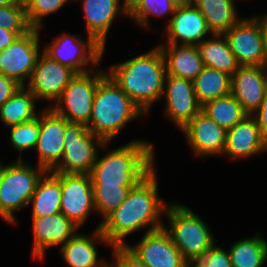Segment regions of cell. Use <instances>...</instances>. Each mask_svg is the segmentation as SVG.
Wrapping results in <instances>:
<instances>
[{"mask_svg": "<svg viewBox=\"0 0 267 267\" xmlns=\"http://www.w3.org/2000/svg\"><path fill=\"white\" fill-rule=\"evenodd\" d=\"M155 169L132 187L121 205L100 223L110 247L125 246L124 238L141 228L148 227V233L165 226L160 218L168 205L158 196Z\"/></svg>", "mask_w": 267, "mask_h": 267, "instance_id": "1", "label": "cell"}, {"mask_svg": "<svg viewBox=\"0 0 267 267\" xmlns=\"http://www.w3.org/2000/svg\"><path fill=\"white\" fill-rule=\"evenodd\" d=\"M106 72L145 115L162 98L166 69L159 46L114 64Z\"/></svg>", "mask_w": 267, "mask_h": 267, "instance_id": "2", "label": "cell"}, {"mask_svg": "<svg viewBox=\"0 0 267 267\" xmlns=\"http://www.w3.org/2000/svg\"><path fill=\"white\" fill-rule=\"evenodd\" d=\"M154 148L146 140H134L97 155L89 175L92 183L136 185L155 168Z\"/></svg>", "mask_w": 267, "mask_h": 267, "instance_id": "3", "label": "cell"}, {"mask_svg": "<svg viewBox=\"0 0 267 267\" xmlns=\"http://www.w3.org/2000/svg\"><path fill=\"white\" fill-rule=\"evenodd\" d=\"M142 114L143 111L107 74L98 83L86 127L104 142H110L127 123Z\"/></svg>", "mask_w": 267, "mask_h": 267, "instance_id": "4", "label": "cell"}, {"mask_svg": "<svg viewBox=\"0 0 267 267\" xmlns=\"http://www.w3.org/2000/svg\"><path fill=\"white\" fill-rule=\"evenodd\" d=\"M165 214L169 227L164 226V229L188 264L195 263L215 244L208 225L187 206L170 203Z\"/></svg>", "mask_w": 267, "mask_h": 267, "instance_id": "5", "label": "cell"}, {"mask_svg": "<svg viewBox=\"0 0 267 267\" xmlns=\"http://www.w3.org/2000/svg\"><path fill=\"white\" fill-rule=\"evenodd\" d=\"M47 171L23 160L9 163L0 185V218L16 224L14 213L29 205L37 184Z\"/></svg>", "mask_w": 267, "mask_h": 267, "instance_id": "6", "label": "cell"}, {"mask_svg": "<svg viewBox=\"0 0 267 267\" xmlns=\"http://www.w3.org/2000/svg\"><path fill=\"white\" fill-rule=\"evenodd\" d=\"M75 74L51 109L70 123L87 125L98 83L107 75L102 69ZM53 105V106H52Z\"/></svg>", "mask_w": 267, "mask_h": 267, "instance_id": "7", "label": "cell"}, {"mask_svg": "<svg viewBox=\"0 0 267 267\" xmlns=\"http://www.w3.org/2000/svg\"><path fill=\"white\" fill-rule=\"evenodd\" d=\"M109 142L92 134L86 125L68 123L64 136L63 157L51 171L53 173L89 174L98 155Z\"/></svg>", "mask_w": 267, "mask_h": 267, "instance_id": "8", "label": "cell"}, {"mask_svg": "<svg viewBox=\"0 0 267 267\" xmlns=\"http://www.w3.org/2000/svg\"><path fill=\"white\" fill-rule=\"evenodd\" d=\"M61 34L57 38H53L52 43L45 45L43 52L47 56L72 69L76 74L97 68L105 52L102 46L89 35L84 41L81 37L78 38L70 33ZM88 65H92L91 69L86 68Z\"/></svg>", "mask_w": 267, "mask_h": 267, "instance_id": "9", "label": "cell"}, {"mask_svg": "<svg viewBox=\"0 0 267 267\" xmlns=\"http://www.w3.org/2000/svg\"><path fill=\"white\" fill-rule=\"evenodd\" d=\"M40 30L32 28L0 51V74L16 80L22 86L26 85L42 54L39 51Z\"/></svg>", "mask_w": 267, "mask_h": 267, "instance_id": "10", "label": "cell"}, {"mask_svg": "<svg viewBox=\"0 0 267 267\" xmlns=\"http://www.w3.org/2000/svg\"><path fill=\"white\" fill-rule=\"evenodd\" d=\"M224 36L240 66H267L264 33L258 16L242 18Z\"/></svg>", "mask_w": 267, "mask_h": 267, "instance_id": "11", "label": "cell"}, {"mask_svg": "<svg viewBox=\"0 0 267 267\" xmlns=\"http://www.w3.org/2000/svg\"><path fill=\"white\" fill-rule=\"evenodd\" d=\"M61 213L79 228L95 212L89 174L61 173Z\"/></svg>", "mask_w": 267, "mask_h": 267, "instance_id": "12", "label": "cell"}, {"mask_svg": "<svg viewBox=\"0 0 267 267\" xmlns=\"http://www.w3.org/2000/svg\"><path fill=\"white\" fill-rule=\"evenodd\" d=\"M125 247L146 267H185L188 264L164 227L145 232L141 241Z\"/></svg>", "mask_w": 267, "mask_h": 267, "instance_id": "13", "label": "cell"}, {"mask_svg": "<svg viewBox=\"0 0 267 267\" xmlns=\"http://www.w3.org/2000/svg\"><path fill=\"white\" fill-rule=\"evenodd\" d=\"M39 114L40 132L35 146L38 152L37 166L51 172L63 157L64 136L69 122L57 115L50 106Z\"/></svg>", "mask_w": 267, "mask_h": 267, "instance_id": "14", "label": "cell"}, {"mask_svg": "<svg viewBox=\"0 0 267 267\" xmlns=\"http://www.w3.org/2000/svg\"><path fill=\"white\" fill-rule=\"evenodd\" d=\"M162 98H165L166 102L165 116L174 122L179 130L202 108L196 98L193 81L190 79L166 75Z\"/></svg>", "mask_w": 267, "mask_h": 267, "instance_id": "15", "label": "cell"}, {"mask_svg": "<svg viewBox=\"0 0 267 267\" xmlns=\"http://www.w3.org/2000/svg\"><path fill=\"white\" fill-rule=\"evenodd\" d=\"M75 74L72 69L52 60L42 52L25 86L36 96V99H45L54 103Z\"/></svg>", "mask_w": 267, "mask_h": 267, "instance_id": "16", "label": "cell"}, {"mask_svg": "<svg viewBox=\"0 0 267 267\" xmlns=\"http://www.w3.org/2000/svg\"><path fill=\"white\" fill-rule=\"evenodd\" d=\"M80 229L64 214L57 213L43 217H32L33 257L44 259L46 250L52 246L64 245Z\"/></svg>", "mask_w": 267, "mask_h": 267, "instance_id": "17", "label": "cell"}, {"mask_svg": "<svg viewBox=\"0 0 267 267\" xmlns=\"http://www.w3.org/2000/svg\"><path fill=\"white\" fill-rule=\"evenodd\" d=\"M267 91V66H240L231 76V94L252 115Z\"/></svg>", "mask_w": 267, "mask_h": 267, "instance_id": "18", "label": "cell"}, {"mask_svg": "<svg viewBox=\"0 0 267 267\" xmlns=\"http://www.w3.org/2000/svg\"><path fill=\"white\" fill-rule=\"evenodd\" d=\"M180 130L184 132L195 156H222L227 131L204 112L200 111Z\"/></svg>", "mask_w": 267, "mask_h": 267, "instance_id": "19", "label": "cell"}, {"mask_svg": "<svg viewBox=\"0 0 267 267\" xmlns=\"http://www.w3.org/2000/svg\"><path fill=\"white\" fill-rule=\"evenodd\" d=\"M168 21L166 44L198 45L206 39L205 35L212 34L205 17L194 4L176 7Z\"/></svg>", "mask_w": 267, "mask_h": 267, "instance_id": "20", "label": "cell"}, {"mask_svg": "<svg viewBox=\"0 0 267 267\" xmlns=\"http://www.w3.org/2000/svg\"><path fill=\"white\" fill-rule=\"evenodd\" d=\"M264 151H267L266 137L252 115H247L227 130L223 155L229 156V159L248 158Z\"/></svg>", "mask_w": 267, "mask_h": 267, "instance_id": "21", "label": "cell"}, {"mask_svg": "<svg viewBox=\"0 0 267 267\" xmlns=\"http://www.w3.org/2000/svg\"><path fill=\"white\" fill-rule=\"evenodd\" d=\"M80 1V0H76ZM120 0H81L87 35L105 49L107 35L117 15L127 13Z\"/></svg>", "mask_w": 267, "mask_h": 267, "instance_id": "22", "label": "cell"}, {"mask_svg": "<svg viewBox=\"0 0 267 267\" xmlns=\"http://www.w3.org/2000/svg\"><path fill=\"white\" fill-rule=\"evenodd\" d=\"M100 226L101 224L96 227L91 237L76 233L60 247V253L69 267H103L108 263L98 259L96 250L97 241L109 245Z\"/></svg>", "mask_w": 267, "mask_h": 267, "instance_id": "23", "label": "cell"}, {"mask_svg": "<svg viewBox=\"0 0 267 267\" xmlns=\"http://www.w3.org/2000/svg\"><path fill=\"white\" fill-rule=\"evenodd\" d=\"M165 62L166 75L194 80L204 64L197 45H159Z\"/></svg>", "mask_w": 267, "mask_h": 267, "instance_id": "24", "label": "cell"}, {"mask_svg": "<svg viewBox=\"0 0 267 267\" xmlns=\"http://www.w3.org/2000/svg\"><path fill=\"white\" fill-rule=\"evenodd\" d=\"M61 173L47 171L39 180L29 204L32 217H43L61 212Z\"/></svg>", "mask_w": 267, "mask_h": 267, "instance_id": "25", "label": "cell"}, {"mask_svg": "<svg viewBox=\"0 0 267 267\" xmlns=\"http://www.w3.org/2000/svg\"><path fill=\"white\" fill-rule=\"evenodd\" d=\"M203 64L232 76L240 67L224 34H212L197 45Z\"/></svg>", "mask_w": 267, "mask_h": 267, "instance_id": "26", "label": "cell"}, {"mask_svg": "<svg viewBox=\"0 0 267 267\" xmlns=\"http://www.w3.org/2000/svg\"><path fill=\"white\" fill-rule=\"evenodd\" d=\"M193 4L205 17L212 34H224L242 19L237 16L234 0H194Z\"/></svg>", "mask_w": 267, "mask_h": 267, "instance_id": "27", "label": "cell"}, {"mask_svg": "<svg viewBox=\"0 0 267 267\" xmlns=\"http://www.w3.org/2000/svg\"><path fill=\"white\" fill-rule=\"evenodd\" d=\"M36 96L26 87L18 91L0 106V119L5 126L18 125L37 117Z\"/></svg>", "mask_w": 267, "mask_h": 267, "instance_id": "28", "label": "cell"}, {"mask_svg": "<svg viewBox=\"0 0 267 267\" xmlns=\"http://www.w3.org/2000/svg\"><path fill=\"white\" fill-rule=\"evenodd\" d=\"M193 88L200 105L231 93V76L204 66L193 80Z\"/></svg>", "mask_w": 267, "mask_h": 267, "instance_id": "29", "label": "cell"}, {"mask_svg": "<svg viewBox=\"0 0 267 267\" xmlns=\"http://www.w3.org/2000/svg\"><path fill=\"white\" fill-rule=\"evenodd\" d=\"M228 253L232 267H262L267 261V240L256 233L235 242Z\"/></svg>", "mask_w": 267, "mask_h": 267, "instance_id": "30", "label": "cell"}, {"mask_svg": "<svg viewBox=\"0 0 267 267\" xmlns=\"http://www.w3.org/2000/svg\"><path fill=\"white\" fill-rule=\"evenodd\" d=\"M201 111L226 131L248 115L231 93L205 103Z\"/></svg>", "mask_w": 267, "mask_h": 267, "instance_id": "31", "label": "cell"}, {"mask_svg": "<svg viewBox=\"0 0 267 267\" xmlns=\"http://www.w3.org/2000/svg\"><path fill=\"white\" fill-rule=\"evenodd\" d=\"M134 186L92 183L95 212H98L105 220L127 198Z\"/></svg>", "mask_w": 267, "mask_h": 267, "instance_id": "32", "label": "cell"}, {"mask_svg": "<svg viewBox=\"0 0 267 267\" xmlns=\"http://www.w3.org/2000/svg\"><path fill=\"white\" fill-rule=\"evenodd\" d=\"M175 9L176 6L171 0H142L128 16L141 28H147L149 27L150 15L160 18L171 14L172 17Z\"/></svg>", "mask_w": 267, "mask_h": 267, "instance_id": "33", "label": "cell"}, {"mask_svg": "<svg viewBox=\"0 0 267 267\" xmlns=\"http://www.w3.org/2000/svg\"><path fill=\"white\" fill-rule=\"evenodd\" d=\"M10 143L12 147L20 152L17 160H22V152L28 149H33L36 146L39 137V114L34 119L23 122L18 125L9 126Z\"/></svg>", "mask_w": 267, "mask_h": 267, "instance_id": "34", "label": "cell"}, {"mask_svg": "<svg viewBox=\"0 0 267 267\" xmlns=\"http://www.w3.org/2000/svg\"><path fill=\"white\" fill-rule=\"evenodd\" d=\"M0 27H4L8 31L15 32L22 36L29 32L32 27L27 20L26 7L21 3L0 6Z\"/></svg>", "mask_w": 267, "mask_h": 267, "instance_id": "35", "label": "cell"}, {"mask_svg": "<svg viewBox=\"0 0 267 267\" xmlns=\"http://www.w3.org/2000/svg\"><path fill=\"white\" fill-rule=\"evenodd\" d=\"M71 0H33L27 7V20L32 28H43V18L60 10Z\"/></svg>", "mask_w": 267, "mask_h": 267, "instance_id": "36", "label": "cell"}, {"mask_svg": "<svg viewBox=\"0 0 267 267\" xmlns=\"http://www.w3.org/2000/svg\"><path fill=\"white\" fill-rule=\"evenodd\" d=\"M197 267H232L228 251L214 244L194 263Z\"/></svg>", "mask_w": 267, "mask_h": 267, "instance_id": "37", "label": "cell"}, {"mask_svg": "<svg viewBox=\"0 0 267 267\" xmlns=\"http://www.w3.org/2000/svg\"><path fill=\"white\" fill-rule=\"evenodd\" d=\"M114 260L112 267H146L135 255L125 246L112 247Z\"/></svg>", "mask_w": 267, "mask_h": 267, "instance_id": "38", "label": "cell"}, {"mask_svg": "<svg viewBox=\"0 0 267 267\" xmlns=\"http://www.w3.org/2000/svg\"><path fill=\"white\" fill-rule=\"evenodd\" d=\"M21 86L16 80L0 74V106L11 98Z\"/></svg>", "mask_w": 267, "mask_h": 267, "instance_id": "39", "label": "cell"}, {"mask_svg": "<svg viewBox=\"0 0 267 267\" xmlns=\"http://www.w3.org/2000/svg\"><path fill=\"white\" fill-rule=\"evenodd\" d=\"M256 119L262 134L267 137V91L258 109L252 114Z\"/></svg>", "mask_w": 267, "mask_h": 267, "instance_id": "40", "label": "cell"}, {"mask_svg": "<svg viewBox=\"0 0 267 267\" xmlns=\"http://www.w3.org/2000/svg\"><path fill=\"white\" fill-rule=\"evenodd\" d=\"M18 37L19 35L17 33L0 27V51L11 45Z\"/></svg>", "mask_w": 267, "mask_h": 267, "instance_id": "41", "label": "cell"}, {"mask_svg": "<svg viewBox=\"0 0 267 267\" xmlns=\"http://www.w3.org/2000/svg\"><path fill=\"white\" fill-rule=\"evenodd\" d=\"M142 0H123L122 9L127 13V16L137 7Z\"/></svg>", "mask_w": 267, "mask_h": 267, "instance_id": "42", "label": "cell"}, {"mask_svg": "<svg viewBox=\"0 0 267 267\" xmlns=\"http://www.w3.org/2000/svg\"><path fill=\"white\" fill-rule=\"evenodd\" d=\"M261 22V27L264 33L265 52L267 55V14L264 16H258Z\"/></svg>", "mask_w": 267, "mask_h": 267, "instance_id": "43", "label": "cell"}, {"mask_svg": "<svg viewBox=\"0 0 267 267\" xmlns=\"http://www.w3.org/2000/svg\"><path fill=\"white\" fill-rule=\"evenodd\" d=\"M176 7L190 6L193 0H171Z\"/></svg>", "mask_w": 267, "mask_h": 267, "instance_id": "44", "label": "cell"}, {"mask_svg": "<svg viewBox=\"0 0 267 267\" xmlns=\"http://www.w3.org/2000/svg\"><path fill=\"white\" fill-rule=\"evenodd\" d=\"M20 3L19 0H0V6H9Z\"/></svg>", "mask_w": 267, "mask_h": 267, "instance_id": "45", "label": "cell"}, {"mask_svg": "<svg viewBox=\"0 0 267 267\" xmlns=\"http://www.w3.org/2000/svg\"><path fill=\"white\" fill-rule=\"evenodd\" d=\"M7 166L8 165H3L0 162V185H1V182H2V179H3V176H4V173H5Z\"/></svg>", "mask_w": 267, "mask_h": 267, "instance_id": "46", "label": "cell"}, {"mask_svg": "<svg viewBox=\"0 0 267 267\" xmlns=\"http://www.w3.org/2000/svg\"><path fill=\"white\" fill-rule=\"evenodd\" d=\"M33 0H19V2L24 6L27 7Z\"/></svg>", "mask_w": 267, "mask_h": 267, "instance_id": "47", "label": "cell"}, {"mask_svg": "<svg viewBox=\"0 0 267 267\" xmlns=\"http://www.w3.org/2000/svg\"><path fill=\"white\" fill-rule=\"evenodd\" d=\"M185 267H197V266L193 263V264H187Z\"/></svg>", "mask_w": 267, "mask_h": 267, "instance_id": "48", "label": "cell"}, {"mask_svg": "<svg viewBox=\"0 0 267 267\" xmlns=\"http://www.w3.org/2000/svg\"><path fill=\"white\" fill-rule=\"evenodd\" d=\"M103 267H112V265L110 263H107L106 265H104Z\"/></svg>", "mask_w": 267, "mask_h": 267, "instance_id": "49", "label": "cell"}]
</instances>
